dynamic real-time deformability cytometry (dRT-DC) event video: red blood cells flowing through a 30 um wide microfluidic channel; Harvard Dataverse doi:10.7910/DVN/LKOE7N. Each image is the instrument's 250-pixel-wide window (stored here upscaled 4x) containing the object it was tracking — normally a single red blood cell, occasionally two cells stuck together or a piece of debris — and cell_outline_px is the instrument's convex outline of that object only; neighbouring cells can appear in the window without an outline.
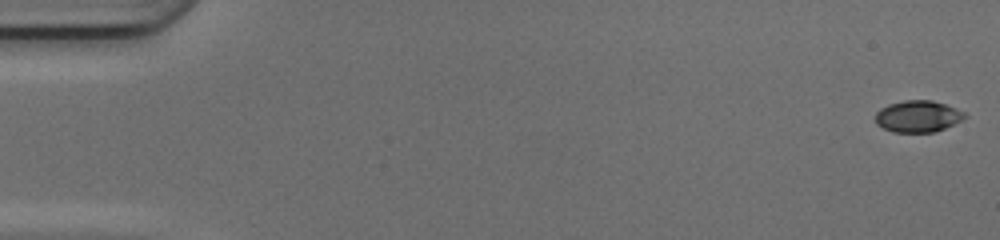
{"species": "common noctule bat (a hibernating species)", "species_latin": "Nyctalus noctula", "temperature_condition": "cold", "stored_images_in_passage": 50, "camera_frame_rate_fps": 3000, "um_per_image_px": 0.085, "animal": {"sex": "female", "body_mass_g": 17.0, "forearm_length_mm": 48.0}, "frame": {"image": 1, "passage_image": 1, "time_ms": 0.0, "image_size_px": [1000, 240], "cell_outline_px": [[968, 116], [944, 128], [932, 132], [892, 132], [876, 124], [876, 112], [880, 108], [888, 104], [904, 100], [932, 100], [944, 104], [964, 112]], "centroid_in_image_um": [77.98, 9.88], "position_along_channel_um": 7.0, "area_um2": 16.3}}
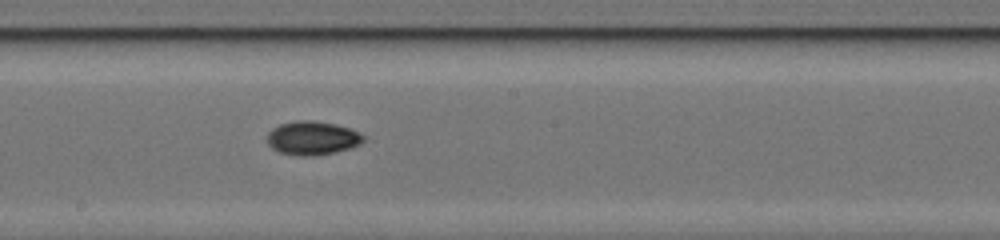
{"frame": {"image": 2, "passage_image": 28, "time_ms": 9.0, "image_size_px": [1000, 240], "cell_outline_px": [[364, 140], [360, 144], [348, 148], [332, 152], [312, 156], [300, 156], [280, 152], [272, 148], [268, 144], [268, 132], [272, 128], [280, 124], [296, 120], [312, 120], [336, 124], [352, 128], [360, 132], [364, 136]], "centroid_in_image_um": [26.56, 11.71], "position_along_channel_um": 221.6, "area_um2": 18.9}}
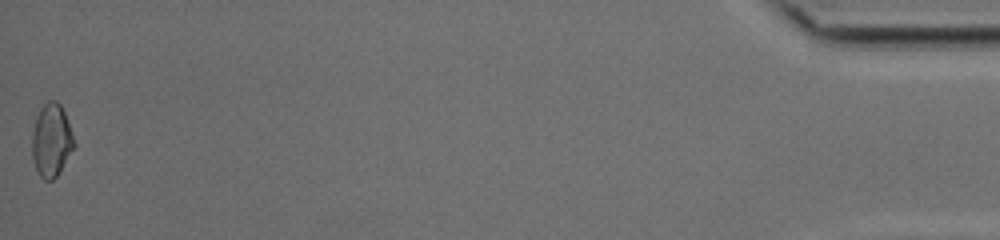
{"frame": {"image": 3, "passage_image": 50, "time_ms": 16.333, "image_size_px": [1000, 240], "cell_outline_px": [[76, 144], [56, 176], [52, 180], [44, 180], [40, 176], [32, 160], [32, 132], [36, 116], [40, 108], [48, 100], [56, 100], [60, 104], [64, 112]], "centroid_in_image_um": [4.35, 11.91], "position_along_channel_um": 430.9, "area_um2": 17.74}, "authors_computed_cell_mechanics": {"area_um2": 17.2533, "velocity_mm_per_s": 4.216, "shape_relaxation_time_tau1_ms": 7.2079, "shape_relaxation_time_tau2_ms": null, "deformation_change_tau1": 0.1593, "deformation_change_tau2": null}}